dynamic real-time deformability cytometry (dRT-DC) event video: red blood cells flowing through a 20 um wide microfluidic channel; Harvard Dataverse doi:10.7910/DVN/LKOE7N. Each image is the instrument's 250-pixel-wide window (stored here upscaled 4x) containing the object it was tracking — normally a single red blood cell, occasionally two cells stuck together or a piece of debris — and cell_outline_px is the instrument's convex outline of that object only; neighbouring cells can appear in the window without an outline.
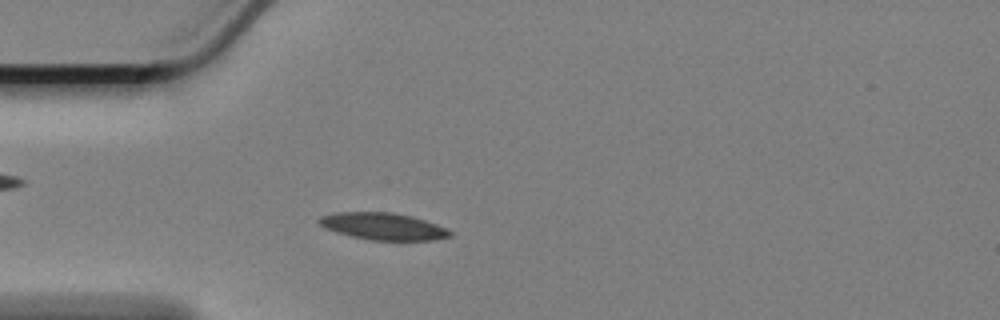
{"species": "Egyptian fruit bat (a non-hibernating species)", "species_latin": "Rousettus aegyptiacus", "temperature_condition": "cold", "stored_images_in_passage": 43, "camera_frame_rate_fps": 3000, "um_per_image_px": 0.085, "animal": {"sex": "female"}, "frame": {"image": 1, "passage_image": 13, "time_ms": 4.0, "image_size_px": [1000, 320], "cell_outline_px": [[452, 236], [436, 240], [372, 240], [348, 236], [324, 228], [316, 220], [320, 216], [336, 212], [392, 212], [412, 216], [448, 228], [452, 232]], "centroid_in_image_um": [32.56, 19.24], "position_along_channel_um": 52.4, "area_um2": 20.81}}
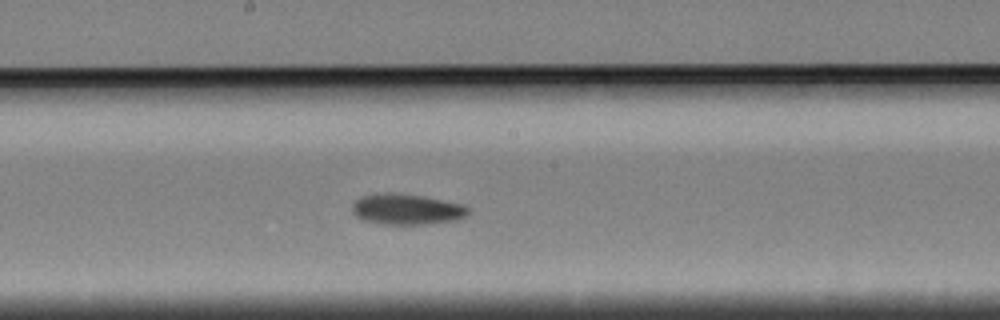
{"frame": {"image": 2, "passage_image": 28, "time_ms": 9.0, "image_size_px": [1000, 320], "cell_outline_px": [[468, 216], [456, 220], [424, 224], [384, 224], [364, 220], [356, 216], [352, 212], [352, 204], [360, 196], [388, 192], [400, 192], [424, 196], [464, 204], [468, 208]], "centroid_in_image_um": [34.57, 17.77], "position_along_channel_um": 213.6, "area_um2": 20.98}}
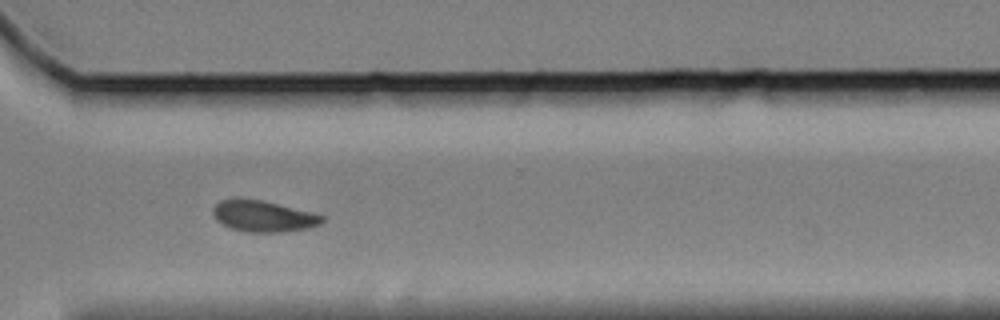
{"frame": {"image": 3, "passage_image": 40, "time_ms": 13.0, "image_size_px": [1000, 320], "cell_outline_px": [[324, 220], [320, 224], [308, 228], [280, 232], [248, 232], [232, 228], [216, 220], [212, 212], [212, 208], [220, 200], [264, 200], [316, 212], [324, 216]], "centroid_in_image_um": [22.45, 18.38], "position_along_channel_um": 348.2, "area_um2": 19.77}}